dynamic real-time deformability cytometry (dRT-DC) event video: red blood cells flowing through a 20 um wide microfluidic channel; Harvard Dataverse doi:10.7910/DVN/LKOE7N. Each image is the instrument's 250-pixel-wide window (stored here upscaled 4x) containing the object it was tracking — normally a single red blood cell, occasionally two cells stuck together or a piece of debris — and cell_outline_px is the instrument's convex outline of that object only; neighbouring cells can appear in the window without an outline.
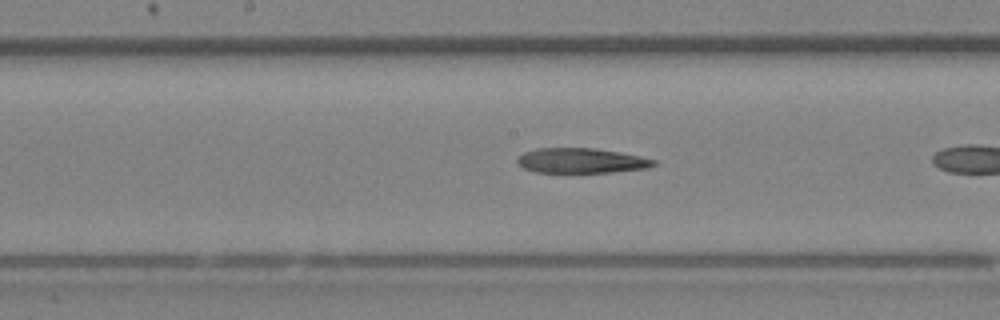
{"species": "Egyptian fruit bat (a non-hibernating species)", "species_latin": "Rousettus aegyptiacus", "temperature_condition": "room temperature", "stored_images_in_passage": 19, "camera_frame_rate_fps": 3000, "um_per_image_px": 0.085, "animal": {"sex": "female"}, "frame": {"image": 1, "passage_image": 9, "time_ms": 2.667, "image_size_px": [1000, 320], "cell_outline_px": [[656, 164], [648, 168], [612, 172], [532, 172], [516, 164], [516, 156], [524, 152], [536, 148], [596, 148], [620, 152], [640, 156], [656, 160]], "centroid_in_image_um": [49.36, 13.65], "position_along_channel_um": 198.8, "area_um2": 20.06}}
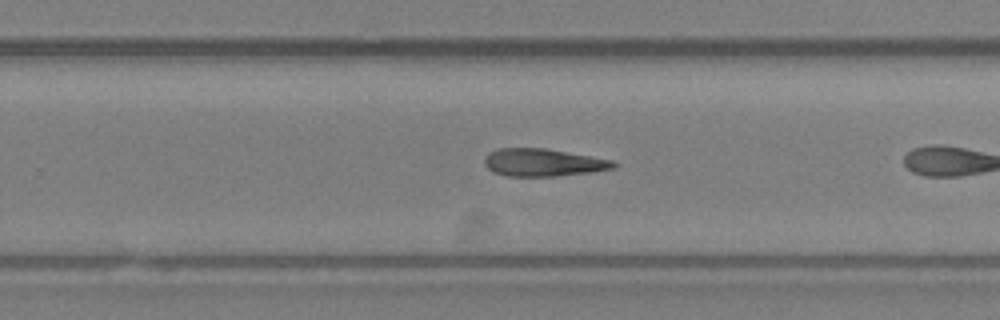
{"frame": {"image": 2, "passage_image": 14, "time_ms": 4.333, "image_size_px": [1000, 320], "cell_outline_px": [[616, 168], [592, 172], [556, 176], [508, 176], [496, 172], [488, 168], [484, 164], [484, 156], [488, 152], [500, 148], [544, 148], [612, 160], [616, 164]], "centroid_in_image_um": [46.15, 13.81], "position_along_channel_um": 283.7, "area_um2": 20.63}}